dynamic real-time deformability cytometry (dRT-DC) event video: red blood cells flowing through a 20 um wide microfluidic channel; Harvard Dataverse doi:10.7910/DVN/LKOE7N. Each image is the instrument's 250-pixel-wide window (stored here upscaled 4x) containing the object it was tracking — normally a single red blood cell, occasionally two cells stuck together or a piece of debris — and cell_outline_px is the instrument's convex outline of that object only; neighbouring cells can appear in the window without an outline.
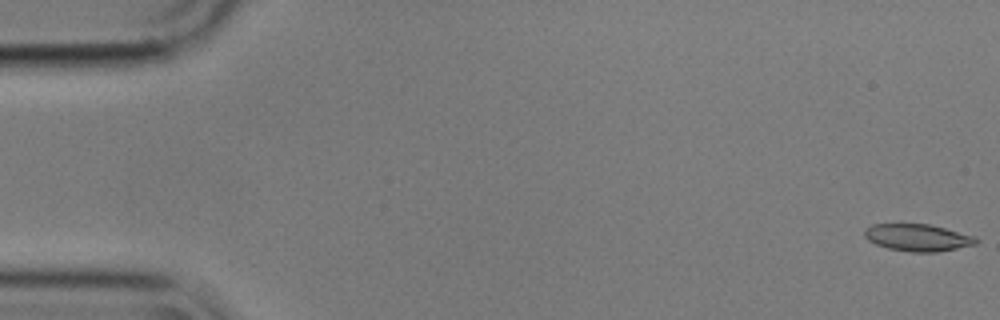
{"species": "common noctule bat (a hibernating species)", "species_latin": "Nyctalus noctula", "temperature_condition": "cold", "stored_images_in_passage": 11, "camera_frame_rate_fps": 3000, "um_per_image_px": 0.085, "animal": {"sex": "male", "body_mass_g": 17.9}, "frame": {"image": 1, "passage_image": 1, "time_ms": 0.0, "image_size_px": [1000, 320], "cell_outline_px": [[980, 240], [976, 244], [936, 252], [912, 252], [888, 248], [876, 244], [868, 240], [864, 236], [864, 228], [872, 224], [928, 224], [976, 236]], "centroid_in_image_um": [78.0, 20.19], "position_along_channel_um": 7.0, "area_um2": 17.57}}